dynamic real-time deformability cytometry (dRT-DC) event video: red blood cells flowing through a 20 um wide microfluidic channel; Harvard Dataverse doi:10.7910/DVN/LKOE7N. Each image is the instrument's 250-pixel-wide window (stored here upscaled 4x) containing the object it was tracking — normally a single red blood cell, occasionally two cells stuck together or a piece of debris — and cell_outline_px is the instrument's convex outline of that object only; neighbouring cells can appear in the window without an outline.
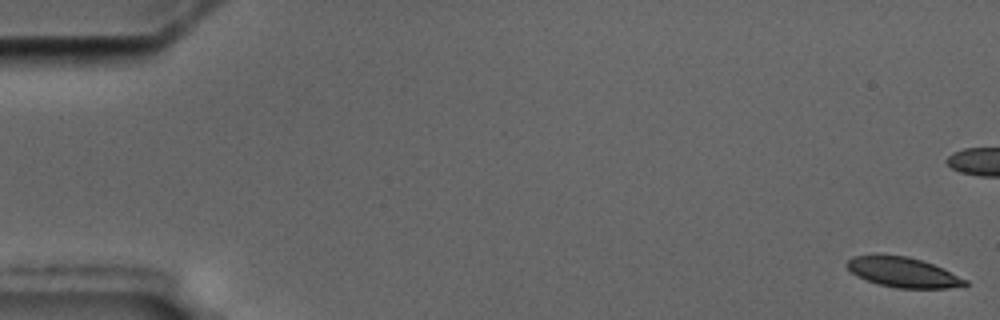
{"species": "common noctule bat (a hibernating species)", "species_latin": "Nyctalus noctula", "temperature_condition": "cold", "stored_images_in_passage": 58, "camera_frame_rate_fps": 3000, "um_per_image_px": 0.085, "animal": {"sex": "male", "body_mass_g": 17.5, "forearm_length_mm": 52.3}, "frame": {"image": 1, "passage_image": 1, "time_ms": 0.0, "image_size_px": [1000, 320], "cell_outline_px": [[968, 284], [964, 288], [896, 288], [880, 284], [868, 280], [852, 272], [844, 264], [852, 256], [876, 252], [908, 256], [932, 264], [968, 280]], "centroid_in_image_um": [76.74, 23.11], "position_along_channel_um": 8.3, "area_um2": 21.04}}
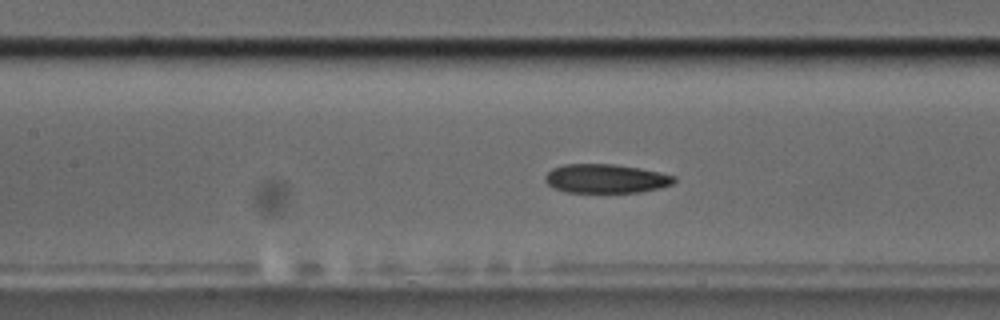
{"frame": {"image": 2, "passage_image": 26, "time_ms": 8.333, "image_size_px": [1000, 320], "cell_outline_px": [[676, 180], [672, 184], [660, 188], [640, 192], [564, 192], [548, 184], [544, 180], [544, 176], [552, 168], [564, 164], [612, 164], [640, 168], [660, 172], [676, 176]], "centroid_in_image_um": [51.5, 15.18], "position_along_channel_um": 155.9, "area_um2": 21.79}}
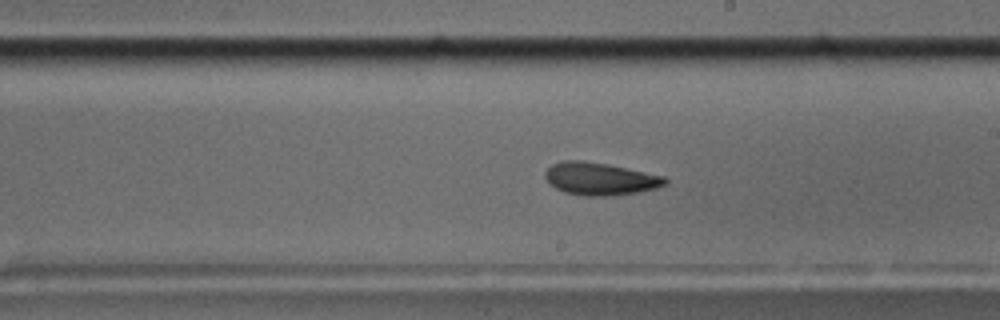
{"frame": {"image": 3, "passage_image": 33, "time_ms": 10.667, "image_size_px": [1000, 320], "cell_outline_px": [[668, 184], [656, 188], [640, 192], [608, 196], [584, 196], [564, 192], [548, 184], [544, 176], [544, 172], [552, 164], [564, 160], [584, 160], [608, 164], [664, 176], [668, 180]], "centroid_in_image_um": [50.99, 15.2], "position_along_channel_um": 238.0, "area_um2": 23.0}, "authors_computed_cell_mechanics": {"area_um2": 22.6576, "velocity_mm_per_s": 3.5406, "shape_relaxation_time_tau1_ms": 5.3932, "shape_relaxation_time_tau2_ms": 11.1835, "deformation_change_tau1": 0.1383, "deformation_change_tau2": 0.1609}}